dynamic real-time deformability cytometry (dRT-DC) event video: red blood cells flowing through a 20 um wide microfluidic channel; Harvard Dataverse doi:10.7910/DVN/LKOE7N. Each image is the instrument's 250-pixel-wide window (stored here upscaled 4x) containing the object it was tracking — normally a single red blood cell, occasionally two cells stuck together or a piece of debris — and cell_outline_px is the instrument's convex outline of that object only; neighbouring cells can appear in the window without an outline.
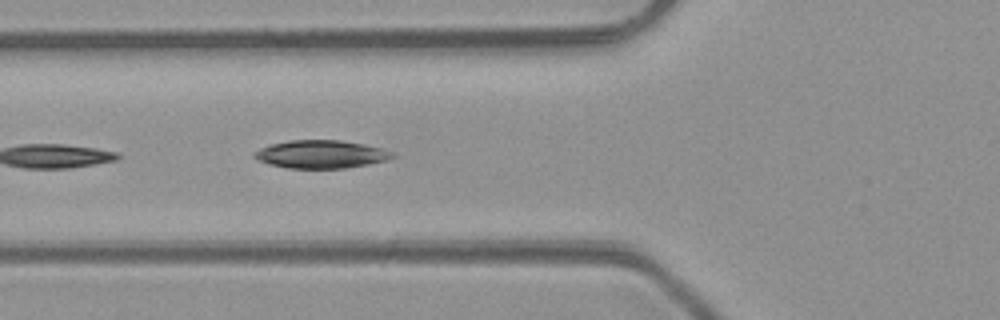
{"species": "common noctule bat (a hibernating species)", "species_latin": "Nyctalus noctula", "temperature_condition": "room temperature", "stored_images_in_passage": 5, "camera_frame_rate_fps": 3000, "um_per_image_px": 0.085, "animal": {"sex": "male", "body_mass_g": 23.1, "forearm_length_mm": 52.7}, "frame": {"image": 1, "passage_image": 5, "time_ms": 4.667, "image_size_px": [1000, 320], "cell_outline_px": [[396, 156], [388, 160], [368, 164], [344, 168], [288, 168], [268, 164], [252, 156], [252, 152], [260, 148], [272, 144], [292, 140], [340, 140], [364, 144], [384, 148], [392, 152]], "centroid_in_image_um": [27.3, 13.11], "position_along_channel_um": 98.5, "area_um2": 22.54}}